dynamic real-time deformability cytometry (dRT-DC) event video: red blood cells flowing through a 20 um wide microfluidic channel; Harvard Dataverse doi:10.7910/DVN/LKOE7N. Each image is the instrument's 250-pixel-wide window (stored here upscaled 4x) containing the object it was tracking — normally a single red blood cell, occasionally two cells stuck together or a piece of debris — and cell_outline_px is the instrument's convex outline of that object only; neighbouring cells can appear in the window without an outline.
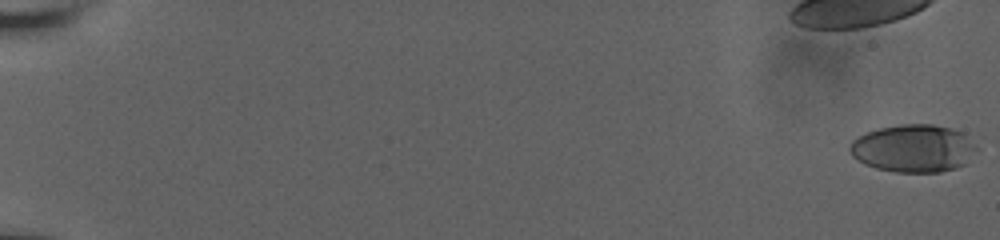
{"species": "human", "species_latin": "Homo sapiens", "temperature_condition": "room temperature", "stored_images_in_passage": 40, "camera_frame_rate_fps": 3000, "um_per_image_px": 0.085, "donor": {"sex": "male"}, "frame": {"image": 1, "passage_image": 1, "time_ms": 0.0, "image_size_px": [1000, 240], "cell_outline_px": [[976, 148], [964, 164], [956, 168], [940, 172], [896, 172], [876, 168], [864, 164], [852, 156], [848, 148], [852, 140], [868, 132], [880, 128], [900, 124], [932, 124], [952, 128], [964, 132]], "centroid_in_image_um": [77.61, 12.61], "position_along_channel_um": 7.4, "area_um2": 35.03}}
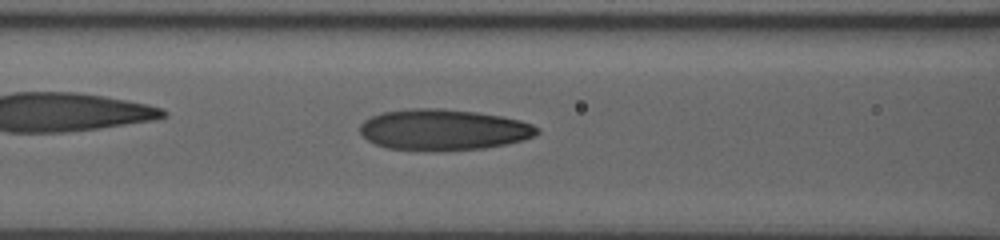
{"frame": {"image": 2, "passage_image": 34, "time_ms": 9.333, "image_size_px": [1000, 240], "cell_outline_px": [[540, 132], [524, 140], [508, 144], [484, 148], [432, 152], [424, 152], [388, 148], [376, 144], [368, 140], [360, 132], [360, 124], [364, 120], [372, 116], [384, 112], [412, 108], [440, 108], [476, 112], [500, 116], [520, 120], [532, 124], [540, 128]], "centroid_in_image_um": [37.69, 11.04], "position_along_channel_um": 128.9, "area_um2": 42.71}}
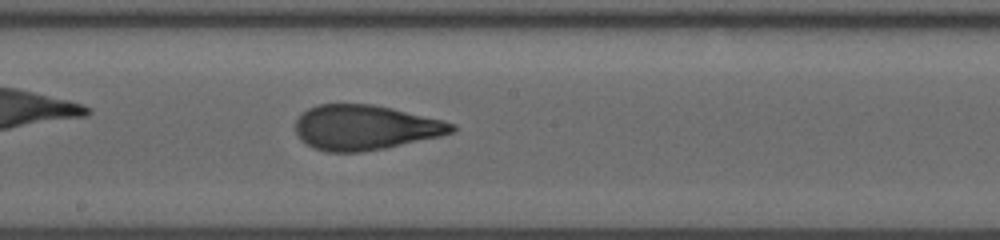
{"frame": {"image": 3, "passage_image": 40, "time_ms": 11.667, "image_size_px": [1000, 240], "cell_outline_px": [[456, 128], [452, 132], [440, 136], [384, 148], [360, 152], [328, 152], [312, 148], [300, 140], [296, 132], [296, 120], [308, 108], [316, 104], [372, 104], [392, 108], [444, 120], [456, 124]], "centroid_in_image_um": [31.02, 10.83], "position_along_channel_um": 217.2, "area_um2": 40.92}}